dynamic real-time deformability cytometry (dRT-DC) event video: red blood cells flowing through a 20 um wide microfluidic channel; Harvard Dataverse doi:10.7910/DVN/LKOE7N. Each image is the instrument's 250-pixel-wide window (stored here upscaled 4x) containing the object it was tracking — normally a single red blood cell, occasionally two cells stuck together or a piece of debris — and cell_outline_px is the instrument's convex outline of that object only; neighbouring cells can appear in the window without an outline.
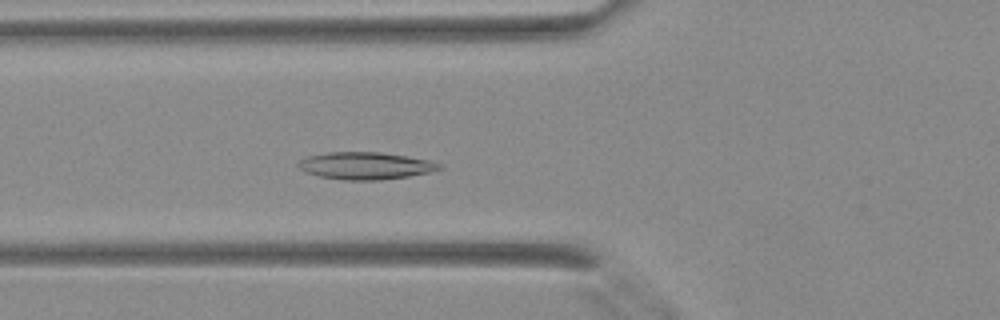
{"species": "Egyptian fruit bat (a non-hibernating species)", "species_latin": "Rousettus aegyptiacus", "temperature_condition": "warm", "stored_images_in_passage": 38, "camera_frame_rate_fps": 3000, "um_per_image_px": 0.085, "animal": {"sex": "female"}, "frame": {"image": 1, "passage_image": 12, "time_ms": 3.667, "image_size_px": [1000, 320], "cell_outline_px": [[444, 168], [432, 172], [408, 176], [380, 180], [344, 180], [320, 176], [308, 172], [300, 168], [296, 164], [300, 160], [308, 156], [328, 152], [380, 152], [428, 160], [444, 164]], "centroid_in_image_um": [31.11, 14.09], "position_along_channel_um": 94.7, "area_um2": 22.31}}
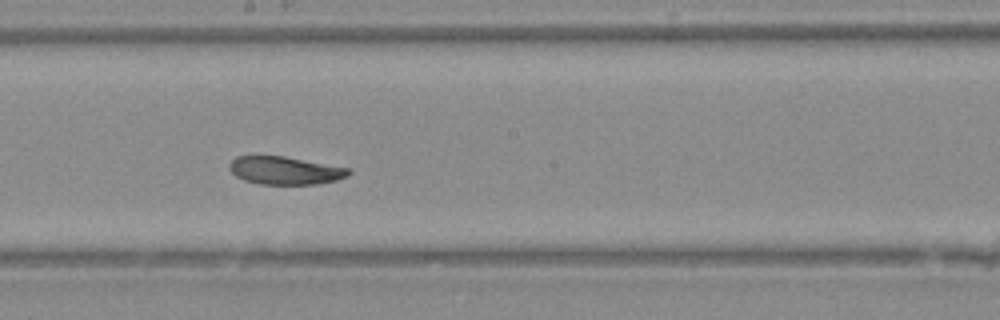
{"frame": {"image": 2, "passage_image": 20, "time_ms": 6.333, "image_size_px": [1000, 320], "cell_outline_px": [[352, 172], [348, 176], [336, 180], [316, 184], [260, 184], [244, 180], [236, 176], [228, 168], [228, 164], [236, 156], [284, 156], [352, 168]], "centroid_in_image_um": [24.25, 14.49], "position_along_channel_um": 223.9, "area_um2": 19.54}}
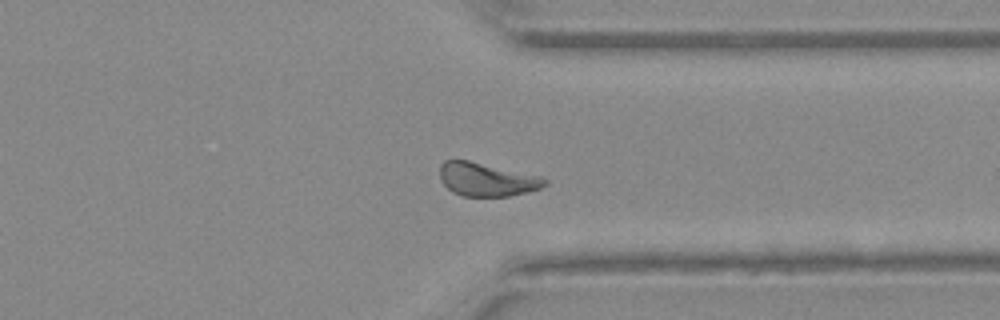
{"frame": {"image": 3, "passage_image": 29, "time_ms": 9.333, "image_size_px": [1000, 320], "cell_outline_px": [[548, 184], [540, 188], [528, 192], [508, 196], [460, 196], [452, 192], [440, 180], [440, 164], [444, 160], [468, 160], [540, 176], [548, 180]], "centroid_in_image_um": [41.36, 15.26], "position_along_channel_um": 370.0, "area_um2": 20.46}}